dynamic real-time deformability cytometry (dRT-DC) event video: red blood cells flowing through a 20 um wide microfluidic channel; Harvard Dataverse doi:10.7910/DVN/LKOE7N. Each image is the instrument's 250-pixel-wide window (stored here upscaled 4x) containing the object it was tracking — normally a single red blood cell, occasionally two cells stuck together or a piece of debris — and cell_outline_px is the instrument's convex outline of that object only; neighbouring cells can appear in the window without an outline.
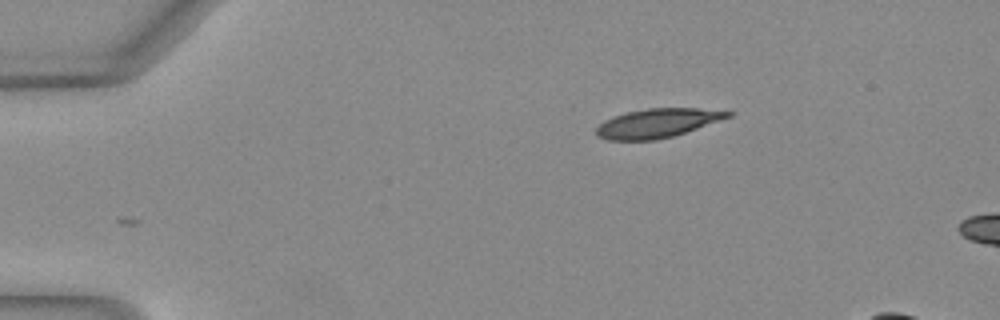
{"species": "Egyptian fruit bat (a non-hibernating species)", "species_latin": "Rousettus aegyptiacus", "temperature_condition": "warm", "stored_images_in_passage": 7, "camera_frame_rate_fps": 3000, "um_per_image_px": 0.085, "animal": {"sex": "female"}, "frame": {"image": 1, "passage_image": 1, "time_ms": 0.0, "image_size_px": [1000, 320], "cell_outline_px": [[736, 112], [732, 116], [672, 136], [656, 140], [608, 140], [596, 136], [596, 128], [604, 120], [612, 116], [624, 112], [648, 108], [696, 108]], "centroid_in_image_um": [55.84, 10.46], "position_along_channel_um": 29.2, "area_um2": 22.2}}